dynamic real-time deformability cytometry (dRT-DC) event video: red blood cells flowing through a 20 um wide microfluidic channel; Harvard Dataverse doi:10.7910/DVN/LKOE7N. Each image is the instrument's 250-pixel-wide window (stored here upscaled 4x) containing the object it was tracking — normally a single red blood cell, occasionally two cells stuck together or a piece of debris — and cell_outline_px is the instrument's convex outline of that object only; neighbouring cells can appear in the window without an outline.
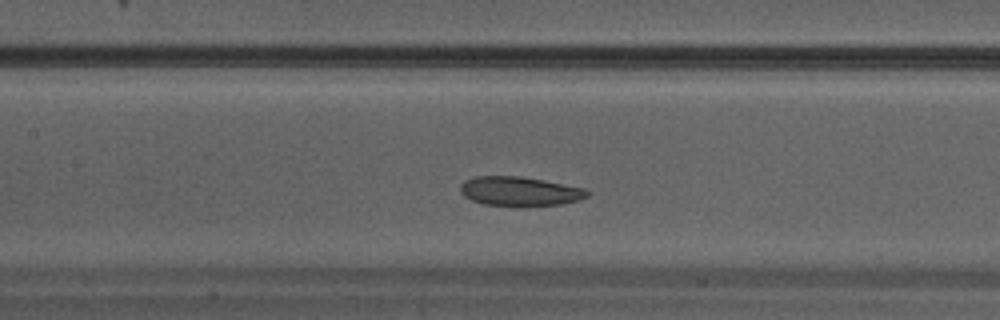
{"species": "Egyptian fruit bat (a non-hibernating species)", "species_latin": "Rousettus aegyptiacus", "temperature_condition": "warm", "stored_images_in_passage": 29, "camera_frame_rate_fps": 3000, "um_per_image_px": 0.085, "animal": {"sex": "male"}, "frame": {"image": 1, "passage_image": 11, "time_ms": 3.333, "image_size_px": [1000, 320], "cell_outline_px": [[592, 192], [588, 196], [580, 200], [560, 204], [516, 208], [484, 204], [472, 200], [464, 196], [460, 192], [460, 184], [464, 180], [476, 176], [520, 176], [544, 180], [584, 188]], "centroid_in_image_um": [44.18, 16.28], "position_along_channel_um": 163.2, "area_um2": 22.25}}
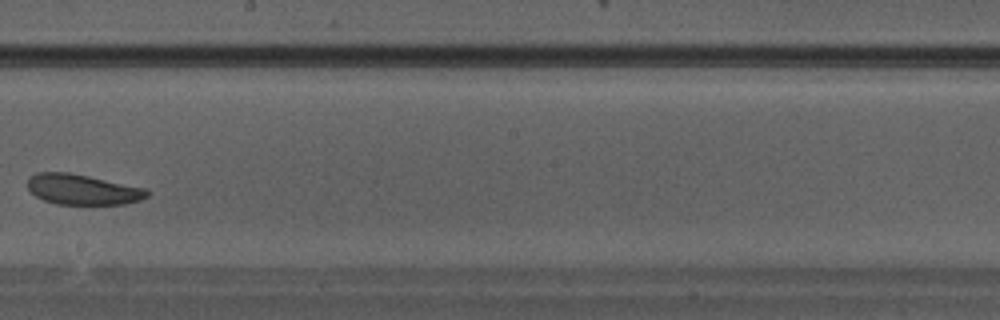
{"frame": {"image": 2, "passage_image": 15, "time_ms": 4.667, "image_size_px": [1000, 320], "cell_outline_px": [[152, 192], [148, 196], [140, 200], [124, 204], [56, 204], [44, 200], [36, 196], [28, 188], [28, 176], [36, 172], [68, 172], [88, 176], [144, 188]], "centroid_in_image_um": [7.0, 16.1], "position_along_channel_um": 241.2, "area_um2": 21.1}}
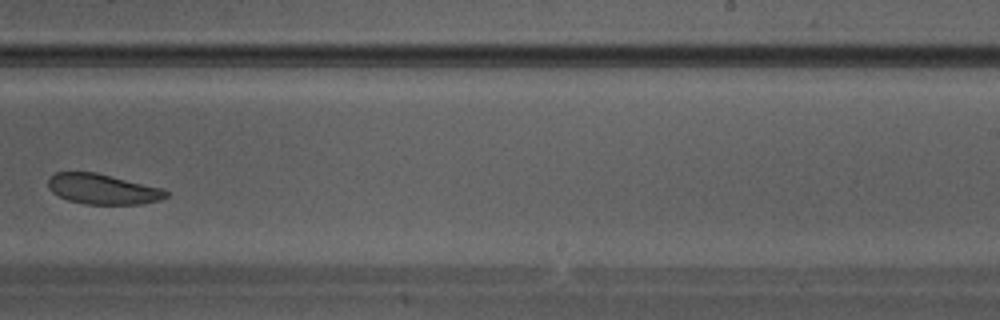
{"frame": {"image": 3, "passage_image": 17, "time_ms": 5.333, "image_size_px": [1000, 320], "cell_outline_px": [[172, 192], [168, 196], [160, 200], [144, 204], [84, 204], [68, 200], [52, 192], [48, 188], [48, 176], [56, 172], [96, 172], [164, 188]], "centroid_in_image_um": [8.77, 16.07], "position_along_channel_um": 280.2, "area_um2": 21.15}}